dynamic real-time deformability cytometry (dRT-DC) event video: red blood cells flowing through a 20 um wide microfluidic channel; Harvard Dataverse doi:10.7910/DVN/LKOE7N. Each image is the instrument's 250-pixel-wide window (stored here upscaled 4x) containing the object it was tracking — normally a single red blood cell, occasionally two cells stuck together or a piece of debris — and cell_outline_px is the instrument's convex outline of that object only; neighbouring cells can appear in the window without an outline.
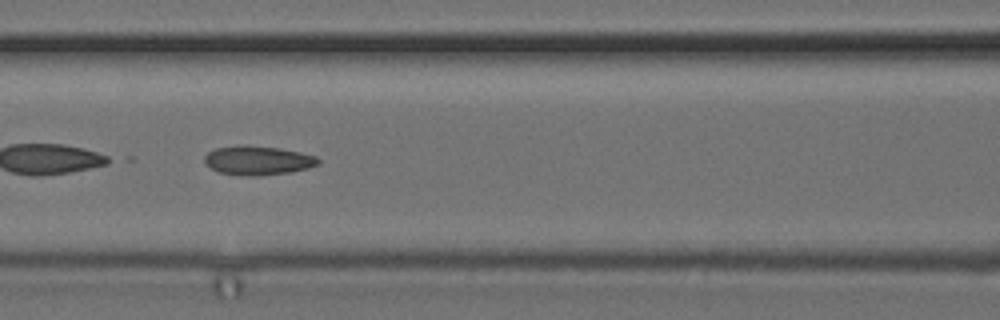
{"species": "common noctule bat (a hibernating species)", "species_latin": "Nyctalus noctula", "temperature_condition": "cold", "stored_images_in_passage": 11, "camera_frame_rate_fps": 3000, "um_per_image_px": 0.085, "animal": {"sex": "female", "body_mass_g": 24.6, "forearm_length_mm": 56.2}, "frame": {"image": 1, "passage_image": 7, "time_ms": 2.0, "image_size_px": [1000, 320], "cell_outline_px": [[320, 164], [308, 168], [292, 172], [260, 176], [248, 176], [220, 172], [212, 168], [204, 160], [204, 156], [208, 152], [216, 148], [240, 144], [244, 144], [280, 148], [300, 152], [316, 156], [320, 160]], "centroid_in_image_um": [21.95, 13.62], "position_along_channel_um": 144.6, "area_um2": 19.42}}
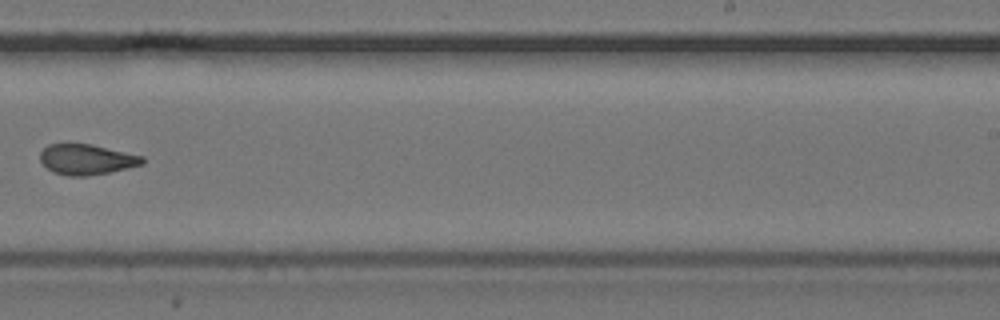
{"frame": {"image": 2, "passage_image": 10, "time_ms": 3.0, "image_size_px": [1000, 320], "cell_outline_px": [[144, 164], [128, 168], [88, 176], [68, 176], [52, 172], [40, 160], [40, 152], [48, 144], [92, 144], [144, 156]], "centroid_in_image_um": [7.37, 13.55], "position_along_channel_um": 281.6, "area_um2": 18.15}}
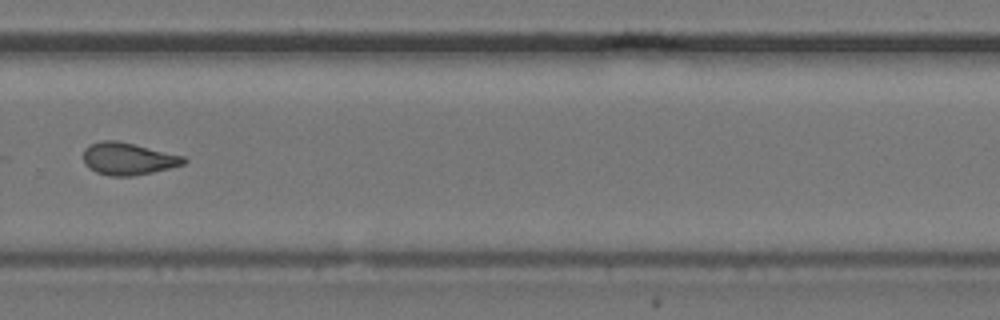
{"frame": {"image": 3, "passage_image": 11, "time_ms": 3.333, "image_size_px": [1000, 320], "cell_outline_px": [[188, 160], [184, 164], [152, 172], [132, 176], [108, 176], [96, 172], [88, 168], [84, 164], [84, 148], [88, 144], [100, 140], [116, 140], [184, 156]], "centroid_in_image_um": [10.84, 13.49], "position_along_channel_um": 319.0, "area_um2": 18.9}}